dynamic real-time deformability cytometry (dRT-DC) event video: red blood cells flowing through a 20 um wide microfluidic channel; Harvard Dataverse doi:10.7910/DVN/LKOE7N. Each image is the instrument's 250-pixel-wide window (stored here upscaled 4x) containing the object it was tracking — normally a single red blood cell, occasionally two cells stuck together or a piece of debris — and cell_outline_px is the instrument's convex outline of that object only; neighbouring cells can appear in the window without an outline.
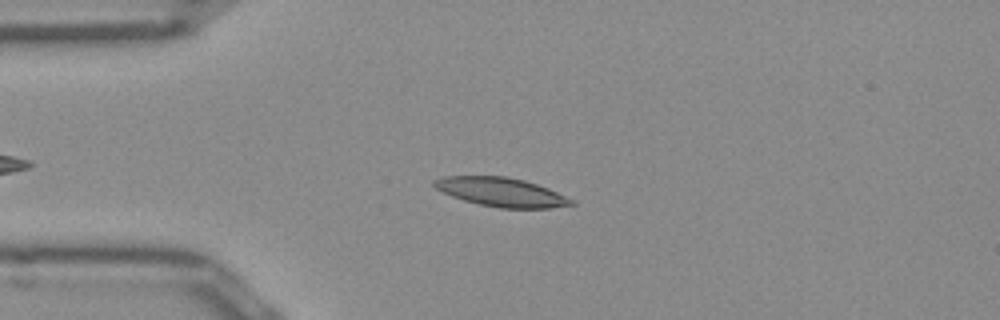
{"species": "Egyptian fruit bat (a non-hibernating species)", "species_latin": "Rousettus aegyptiacus", "temperature_condition": "room temperature", "stored_images_in_passage": 43, "camera_frame_rate_fps": 3000, "um_per_image_px": 0.085, "frame": {"image": 1, "passage_image": 11, "time_ms": 3.333, "image_size_px": [1000, 320], "cell_outline_px": [[576, 204], [548, 208], [500, 208], [480, 204], [464, 200], [452, 196], [436, 188], [432, 184], [432, 180], [444, 176], [504, 176], [524, 180], [548, 188], [576, 200]], "centroid_in_image_um": [42.63, 16.32], "position_along_channel_um": 42.4, "area_um2": 23.06}}
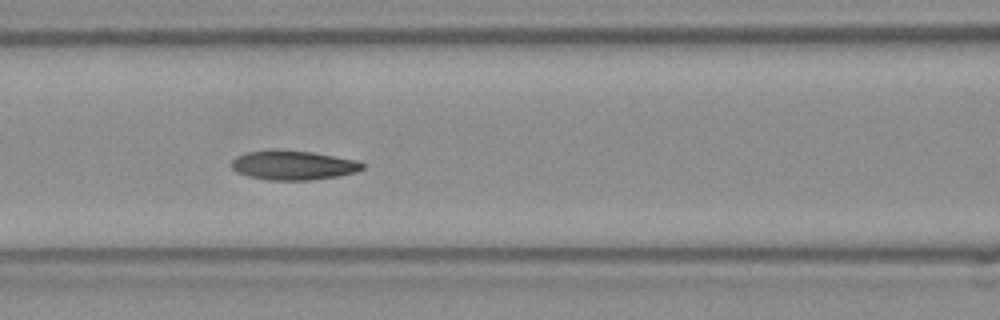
{"frame": {"image": 2, "passage_image": 20, "time_ms": 6.333, "image_size_px": [1000, 320], "cell_outline_px": [[364, 168], [356, 172], [340, 176], [312, 180], [268, 180], [248, 176], [236, 172], [232, 168], [232, 160], [236, 156], [248, 152], [276, 148], [312, 152], [356, 160], [364, 164]], "centroid_in_image_um": [24.91, 14.03], "position_along_channel_um": 141.7, "area_um2": 22.66}}
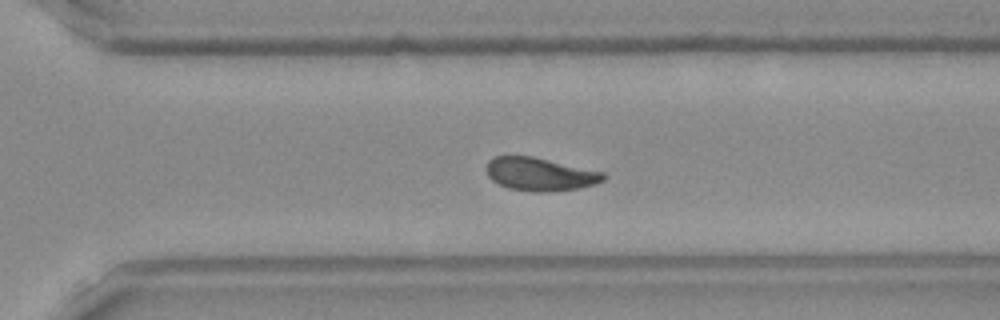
{"frame": {"image": 3, "passage_image": 34, "time_ms": 11.0, "image_size_px": [1000, 320], "cell_outline_px": [[604, 180], [592, 184], [576, 188], [540, 192], [508, 188], [492, 180], [488, 176], [488, 160], [492, 156], [532, 156], [604, 172]], "centroid_in_image_um": [45.87, 14.78], "position_along_channel_um": 324.7, "area_um2": 22.08}, "authors_computed_cell_mechanics": {"area_um2": 22.1952, "velocity_mm_per_s": 3.9282, "shape_relaxation_time_tau1_ms": 4.9477, "shape_relaxation_time_tau2_ms": 2.3857, "deformation_change_tau1": 0.1424, "deformation_change_tau2": 0.0726}}